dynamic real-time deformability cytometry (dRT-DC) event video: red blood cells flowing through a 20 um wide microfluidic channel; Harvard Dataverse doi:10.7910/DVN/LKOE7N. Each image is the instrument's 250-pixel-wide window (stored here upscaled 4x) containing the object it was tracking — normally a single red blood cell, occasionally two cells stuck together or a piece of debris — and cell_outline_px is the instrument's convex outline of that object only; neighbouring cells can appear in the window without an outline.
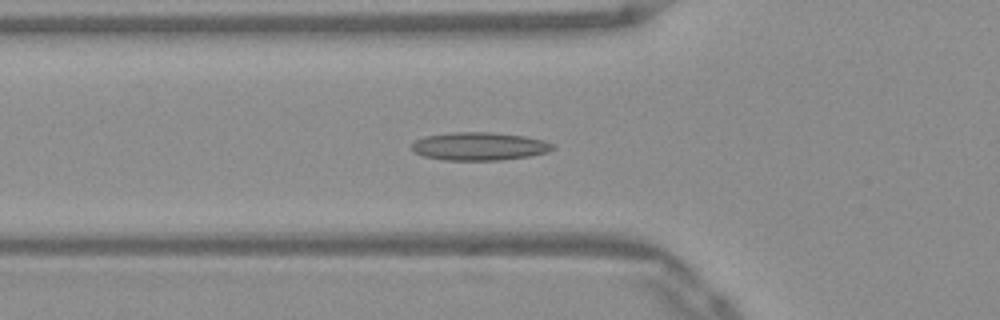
{"species": "Egyptian fruit bat (a non-hibernating species)", "species_latin": "Rousettus aegyptiacus", "temperature_condition": "warm", "stored_images_in_passage": 41, "camera_frame_rate_fps": 3000, "um_per_image_px": 0.085, "frame": {"image": 1, "passage_image": 13, "time_ms": 4.0, "image_size_px": [1000, 320], "cell_outline_px": [[556, 148], [548, 152], [528, 156], [500, 160], [444, 160], [424, 156], [412, 152], [412, 144], [416, 140], [424, 136], [452, 132], [492, 132], [524, 136], [544, 140], [552, 144]], "centroid_in_image_um": [40.73, 12.43], "position_along_channel_um": 85.1, "area_um2": 23.12}}
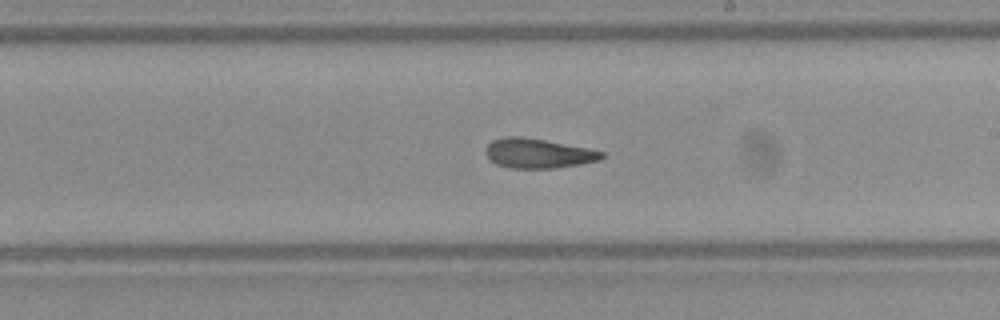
{"frame": {"image": 2, "passage_image": 25, "time_ms": 8.0, "image_size_px": [1000, 320], "cell_outline_px": [[604, 156], [600, 160], [580, 164], [552, 168], [508, 168], [496, 164], [484, 152], [484, 148], [492, 140], [504, 136], [520, 136], [544, 140], [588, 148], [604, 152]], "centroid_in_image_um": [45.71, 13.03], "position_along_channel_um": 243.3, "area_um2": 20.0}}
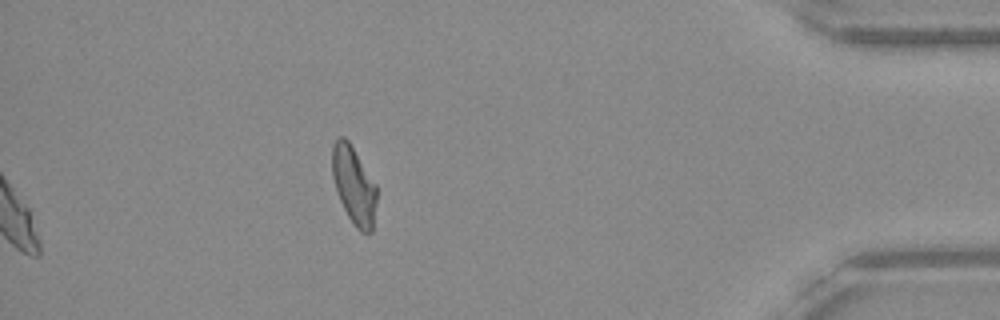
{"frame": {"image": 3, "passage_image": 41, "time_ms": 13.333, "image_size_px": [1000, 320], "cell_outline_px": [[376, 200], [372, 232], [360, 232], [356, 228], [348, 216], [340, 200], [332, 176], [332, 144], [340, 136], [344, 136], [348, 140], [376, 184]], "centroid_in_image_um": [30.07, 15.74], "position_along_channel_um": 405.1, "area_um2": 19.94}, "authors_computed_cell_mechanics": {"area_um2": 21.097, "velocity_mm_per_s": 3.9266, "shape_relaxation_time_tau1_ms": null, "shape_relaxation_time_tau2_ms": 1.3096, "deformation_change_tau1": null, "deformation_change_tau2": 0.0871}}